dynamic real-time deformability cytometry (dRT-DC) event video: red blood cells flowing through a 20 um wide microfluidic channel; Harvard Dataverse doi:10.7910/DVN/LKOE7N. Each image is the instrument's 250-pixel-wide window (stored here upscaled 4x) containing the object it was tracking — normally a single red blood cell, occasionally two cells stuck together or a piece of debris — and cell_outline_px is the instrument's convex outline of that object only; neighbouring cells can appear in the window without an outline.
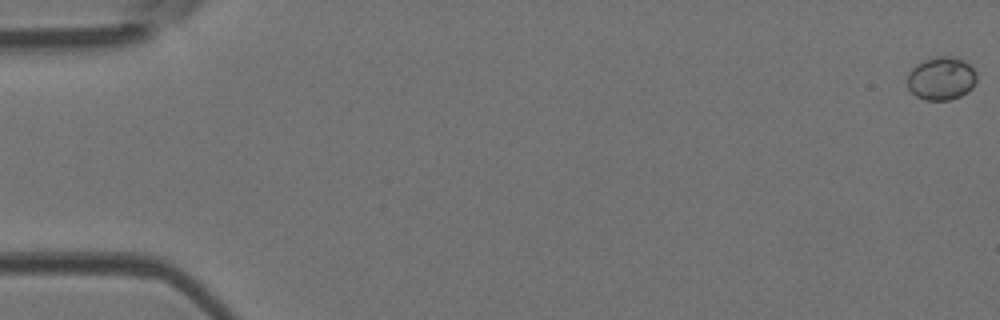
{"species": "Egyptian fruit bat (a non-hibernating species)", "species_latin": "Rousettus aegyptiacus", "temperature_condition": "room temperature", "stored_images_in_passage": 53, "camera_frame_rate_fps": 3000, "um_per_image_px": 0.085, "animal": {"sex": "female"}, "frame": {"image": 1, "passage_image": 1, "time_ms": 0.0, "image_size_px": [1000, 320], "cell_outline_px": [[976, 80], [972, 88], [968, 92], [960, 96], [948, 100], [924, 100], [916, 96], [908, 88], [908, 72], [916, 64], [924, 60], [936, 56], [952, 56], [964, 60], [976, 72]], "centroid_in_image_um": [80.0, 6.66], "position_along_channel_um": 5.0, "area_um2": 17.51}}
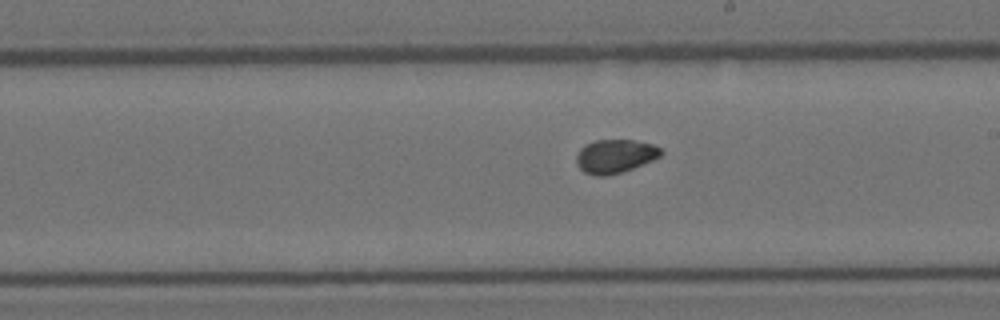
{"frame": {"image": 2, "passage_image": 31, "time_ms": 10.0, "image_size_px": [1000, 320], "cell_outline_px": [[664, 152], [660, 156], [652, 160], [624, 172], [608, 176], [596, 176], [584, 172], [576, 164], [576, 156], [580, 148], [584, 144], [596, 140], [632, 140], [652, 144], [660, 148]], "centroid_in_image_um": [52.26, 13.28], "position_along_channel_um": 236.7, "area_um2": 16.7}}
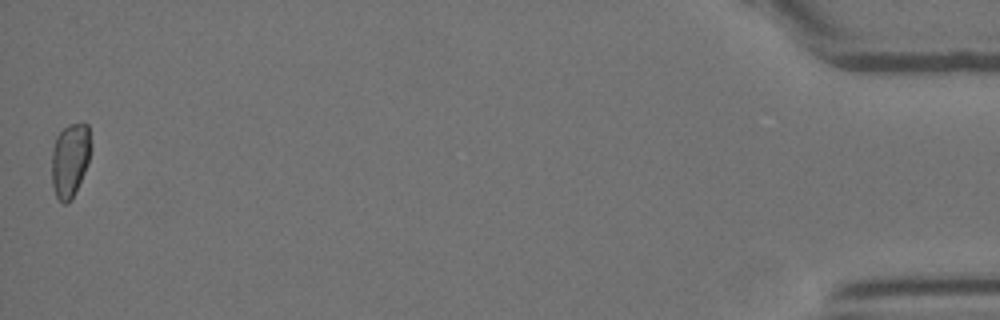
{"frame": {"image": 3, "passage_image": 53, "time_ms": 17.333, "image_size_px": [1000, 320], "cell_outline_px": [[92, 148], [88, 164], [72, 200], [68, 204], [64, 204], [56, 196], [52, 184], [52, 148], [56, 136], [68, 124], [84, 120], [88, 124], [92, 144]], "centroid_in_image_um": [5.98, 13.55], "position_along_channel_um": 429.2, "area_um2": 17.46}, "authors_computed_cell_mechanics": {"area_um2": 16.5886, "velocity_mm_per_s": 3.9025, "shape_relaxation_time_tau1_ms": null, "shape_relaxation_time_tau2_ms": 2.5996, "deformation_change_tau1": null, "deformation_change_tau2": 0.044}}